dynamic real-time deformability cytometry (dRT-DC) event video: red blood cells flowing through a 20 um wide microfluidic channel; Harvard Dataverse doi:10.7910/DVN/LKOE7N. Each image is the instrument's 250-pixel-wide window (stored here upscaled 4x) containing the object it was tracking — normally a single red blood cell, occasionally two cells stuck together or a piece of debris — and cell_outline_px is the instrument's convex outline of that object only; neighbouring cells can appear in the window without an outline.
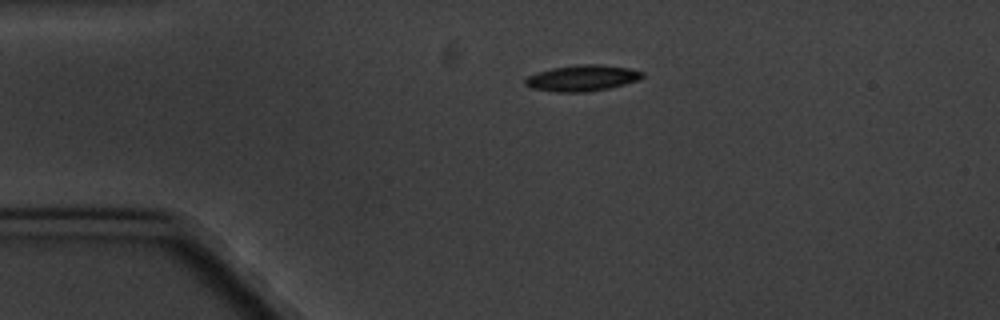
{"species": "common noctule bat (a hibernating species)", "species_latin": "Nyctalus noctula", "temperature_condition": "cold", "stored_images_in_passage": 5, "camera_frame_rate_fps": 3000, "um_per_image_px": 0.085, "animal": {"sex": "male", "body_mass_g": 20.1, "forearm_length_mm": 53.5}, "frame": {"image": 1, "passage_image": 1, "time_ms": 0.0, "image_size_px": [1000, 320], "cell_outline_px": [[644, 76], [636, 80], [624, 84], [608, 88], [584, 92], [556, 92], [532, 88], [524, 84], [524, 80], [528, 76], [536, 72], [552, 68], [576, 64], [596, 64], [628, 68], [644, 72]], "centroid_in_image_um": [49.44, 6.63], "position_along_channel_um": 35.6, "area_um2": 17.69}}
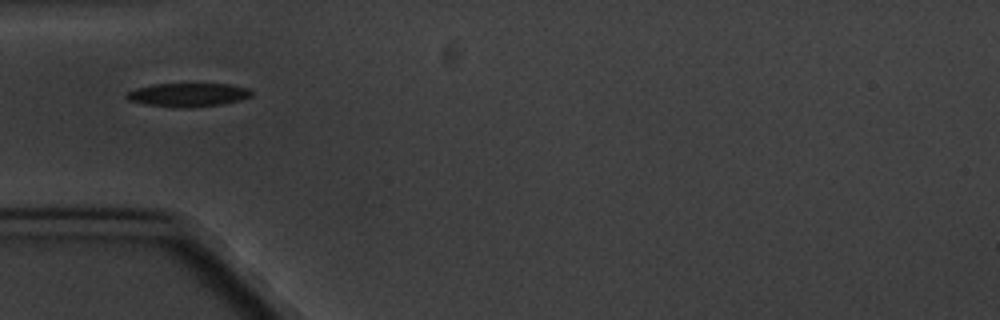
{"frame": {"image": 2, "passage_image": 2, "time_ms": 2.0, "image_size_px": [1000, 320], "cell_outline_px": [[252, 96], [240, 100], [220, 104], [188, 108], [180, 108], [144, 104], [128, 100], [124, 96], [124, 92], [136, 88], [156, 84], [228, 84], [248, 88], [252, 92]], "centroid_in_image_um": [15.93, 8.06], "position_along_channel_um": 69.1, "area_um2": 17.22}}